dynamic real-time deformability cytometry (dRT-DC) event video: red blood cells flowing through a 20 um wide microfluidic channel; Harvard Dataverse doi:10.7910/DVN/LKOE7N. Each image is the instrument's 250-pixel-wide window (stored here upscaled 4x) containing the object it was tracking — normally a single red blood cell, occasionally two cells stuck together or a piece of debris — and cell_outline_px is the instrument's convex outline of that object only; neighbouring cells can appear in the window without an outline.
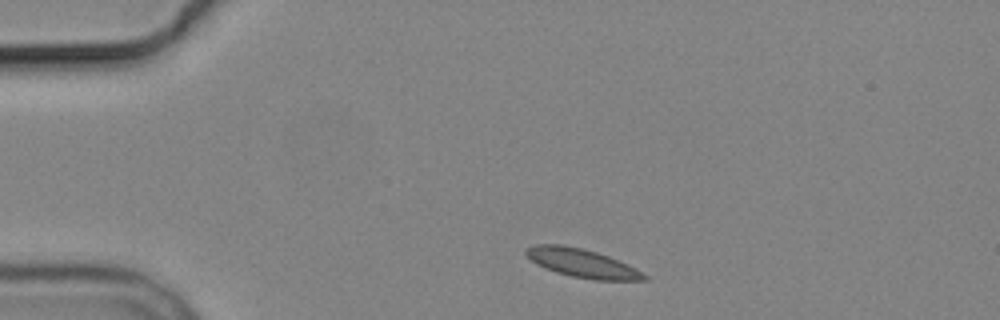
{"species": "common noctule bat (a hibernating species)", "species_latin": "Nyctalus noctula", "temperature_condition": "cold", "stored_images_in_passage": 2, "camera_frame_rate_fps": 3000, "um_per_image_px": 0.085, "animal": {"sex": "male", "body_mass_g": 19.2, "forearm_length_mm": 51.8}, "frame": {"image": 1, "passage_image": 1, "time_ms": 0.0, "image_size_px": [1000, 320], "cell_outline_px": [[648, 280], [596, 280], [572, 276], [556, 272], [544, 268], [536, 264], [524, 252], [528, 248], [536, 244], [560, 244], [580, 248], [596, 252], [608, 256], [648, 276]], "centroid_in_image_um": [49.42, 22.37], "position_along_channel_um": 35.6, "area_um2": 19.13}}